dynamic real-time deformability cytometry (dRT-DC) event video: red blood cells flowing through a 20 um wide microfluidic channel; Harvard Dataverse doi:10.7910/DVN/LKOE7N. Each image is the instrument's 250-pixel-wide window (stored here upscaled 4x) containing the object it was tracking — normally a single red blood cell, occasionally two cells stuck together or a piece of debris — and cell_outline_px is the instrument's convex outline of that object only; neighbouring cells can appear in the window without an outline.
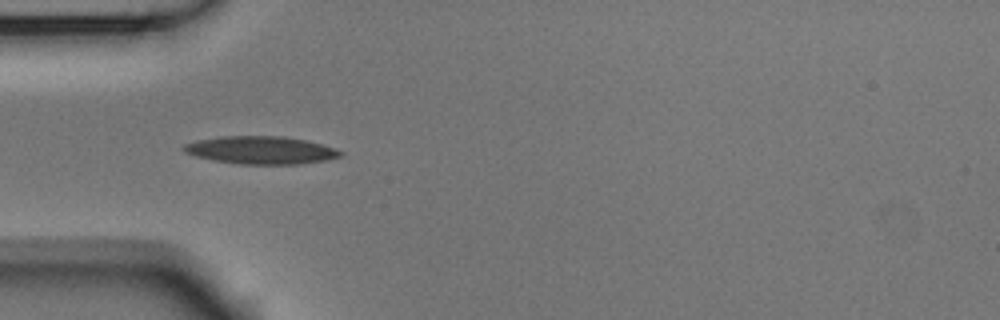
{"species": "Egyptian fruit bat (a non-hibernating species)", "species_latin": "Rousettus aegyptiacus", "temperature_condition": "room temperature", "stored_images_in_passage": 39, "camera_frame_rate_fps": 3000, "um_per_image_px": 0.085, "animal": {"sex": "male"}, "frame": {"image": 1, "passage_image": 1, "time_ms": 0.0, "image_size_px": [1000, 320], "cell_outline_px": [[344, 152], [340, 156], [328, 160], [300, 164], [240, 164], [212, 160], [196, 156], [184, 152], [180, 148], [184, 144], [196, 140], [220, 136], [284, 136], [304, 140], [336, 148]], "centroid_in_image_um": [22.15, 12.76], "position_along_channel_um": 62.9, "area_um2": 25.49}}
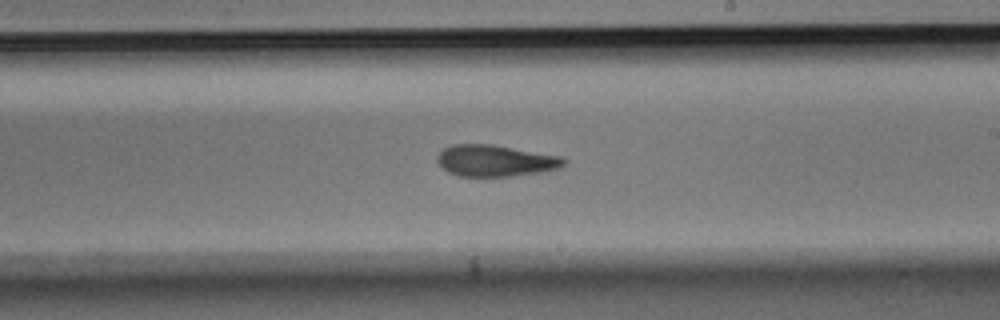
{"frame": {"image": 2, "passage_image": 16, "time_ms": 5.0, "image_size_px": [1000, 320], "cell_outline_px": [[568, 164], [560, 168], [540, 172], [512, 176], [456, 176], [440, 168], [436, 160], [436, 156], [444, 148], [452, 144], [488, 144], [564, 156], [568, 160]], "centroid_in_image_um": [42.12, 13.66], "position_along_channel_um": 246.9, "area_um2": 23.58}}
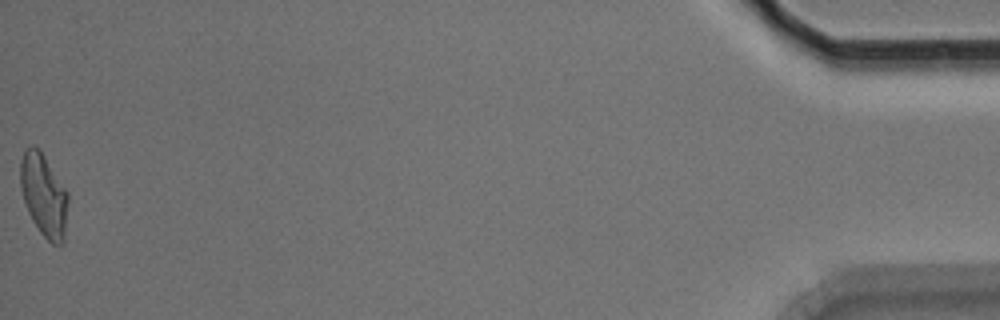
{"frame": {"image": 3, "passage_image": 39, "time_ms": 12.667, "image_size_px": [1000, 320], "cell_outline_px": [[68, 204], [64, 244], [52, 244], [40, 232], [32, 220], [28, 212], [24, 200], [20, 184], [20, 160], [24, 148], [32, 144], [40, 148], [68, 192]], "centroid_in_image_um": [3.73, 16.55], "position_along_channel_um": 431.5, "area_um2": 23.35}, "authors_computed_cell_mechanics": {"area_um2": 23.2934, "velocity_mm_per_s": 3.6923, "shape_relaxation_time_tau1_ms": 4.3217, "shape_relaxation_time_tau2_ms": 3.8244, "deformation_change_tau1": 0.1869, "deformation_change_tau2": 0.1326}}